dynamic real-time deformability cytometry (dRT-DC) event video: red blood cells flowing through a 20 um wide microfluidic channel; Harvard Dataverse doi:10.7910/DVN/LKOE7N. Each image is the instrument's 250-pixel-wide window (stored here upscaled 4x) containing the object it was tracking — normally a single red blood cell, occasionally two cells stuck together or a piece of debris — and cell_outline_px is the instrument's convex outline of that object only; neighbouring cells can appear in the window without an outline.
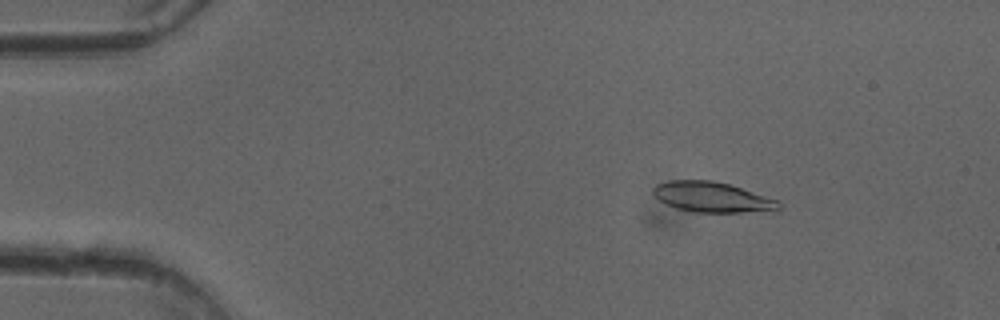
{"species": "common noctule bat (a hibernating species)", "species_latin": "Nyctalus noctula", "temperature_condition": "cold", "stored_images_in_passage": 51, "camera_frame_rate_fps": 3000, "um_per_image_px": 0.085, "animal": {"sex": "female"}, "frame": {"image": 1, "passage_image": 8, "time_ms": 2.333, "image_size_px": [1000, 320], "cell_outline_px": [[780, 208], [740, 212], [696, 212], [676, 208], [664, 204], [652, 196], [652, 188], [656, 184], [668, 180], [712, 180], [728, 184], [776, 200], [780, 204]], "centroid_in_image_um": [60.37, 16.74], "position_along_channel_um": 24.6, "area_um2": 21.79}}
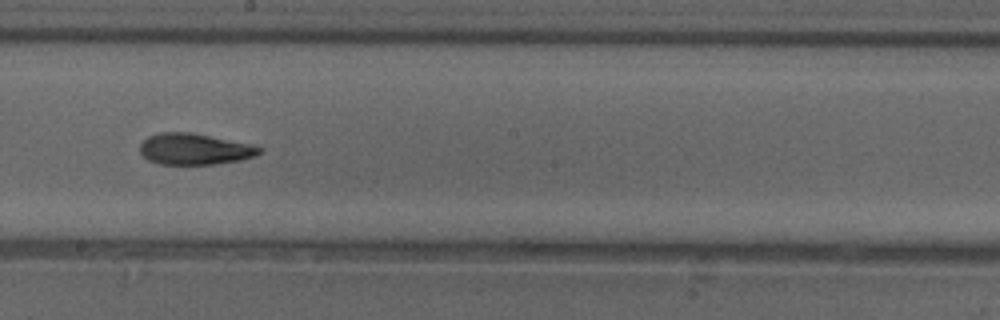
{"frame": {"image": 2, "passage_image": 29, "time_ms": 9.333, "image_size_px": [1000, 320], "cell_outline_px": [[264, 152], [256, 156], [240, 160], [212, 164], [160, 164], [148, 160], [140, 152], [140, 144], [148, 136], [160, 132], [188, 132], [252, 144], [264, 148]], "centroid_in_image_um": [16.57, 12.67], "position_along_channel_um": 231.6, "area_um2": 21.73}}
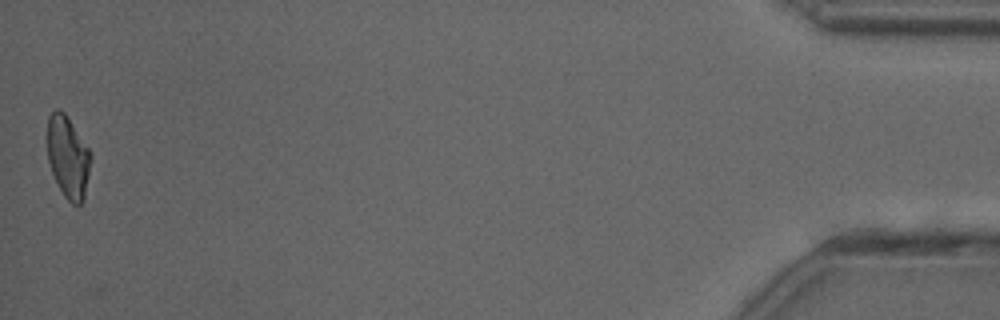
{"frame": {"image": 3, "passage_image": 51, "time_ms": 16.667, "image_size_px": [1000, 320], "cell_outline_px": [[92, 160], [84, 200], [80, 204], [72, 204], [64, 196], [52, 172], [48, 160], [48, 116], [56, 108], [60, 108], [64, 112], [88, 148], [92, 156]], "centroid_in_image_um": [5.8, 13.36], "position_along_channel_um": 429.4, "area_um2": 20.63}, "authors_computed_cell_mechanics": {"area_um2": 21.7906, "velocity_mm_per_s": 4.0383, "shape_relaxation_time_tau1_ms": 4.1813, "shape_relaxation_time_tau2_ms": 3.2134, "deformation_change_tau1": 0.1622, "deformation_change_tau2": 0.1135}}